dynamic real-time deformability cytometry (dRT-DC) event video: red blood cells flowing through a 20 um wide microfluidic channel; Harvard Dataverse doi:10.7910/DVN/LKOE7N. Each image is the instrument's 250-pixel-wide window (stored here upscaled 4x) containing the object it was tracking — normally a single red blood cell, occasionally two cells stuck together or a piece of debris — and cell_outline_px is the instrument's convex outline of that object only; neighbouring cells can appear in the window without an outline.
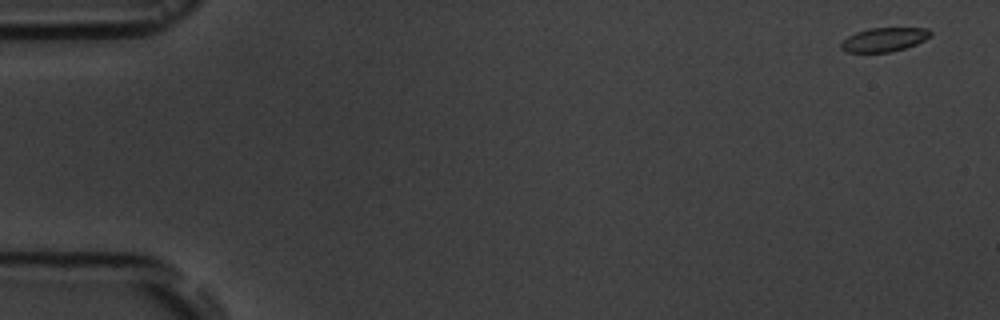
{"species": "common noctule bat (a hibernating species)", "species_latin": "Nyctalus noctula", "temperature_condition": "room temperature", "stored_images_in_passage": 17, "camera_frame_rate_fps": 3000, "um_per_image_px": 0.085, "animal": {"sex": "male", "body_mass_g": 19.5, "forearm_length_mm": 54.6}, "frame": {"image": 1, "passage_image": 1, "time_ms": 0.0, "image_size_px": [1000, 320], "cell_outline_px": [[932, 36], [916, 44], [904, 48], [888, 52], [848, 52], [840, 48], [840, 44], [848, 36], [856, 32], [868, 28], [928, 28], [932, 32]], "centroid_in_image_um": [75.16, 3.35], "position_along_channel_um": 9.8, "area_um2": 12.43}}
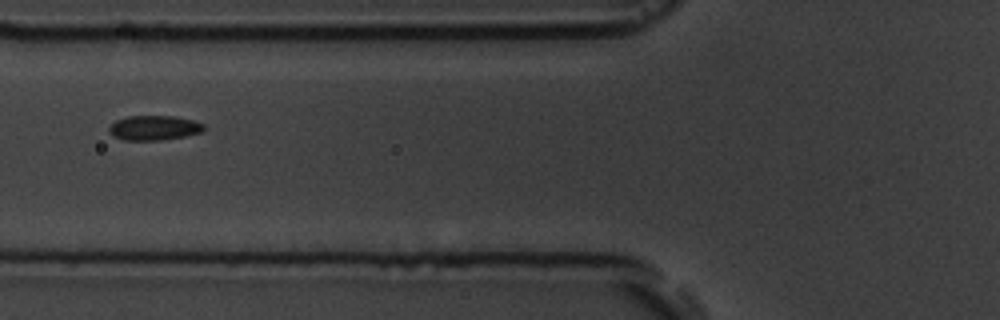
{"frame": {"image": 2, "passage_image": 7, "time_ms": 6.667, "image_size_px": [1000, 320], "cell_outline_px": [[204, 128], [200, 132], [184, 136], [160, 140], [124, 140], [112, 136], [108, 132], [108, 128], [116, 120], [128, 116], [172, 116], [192, 120], [204, 124]], "centroid_in_image_um": [13.04, 10.87], "position_along_channel_um": 112.8, "area_um2": 13.53}}
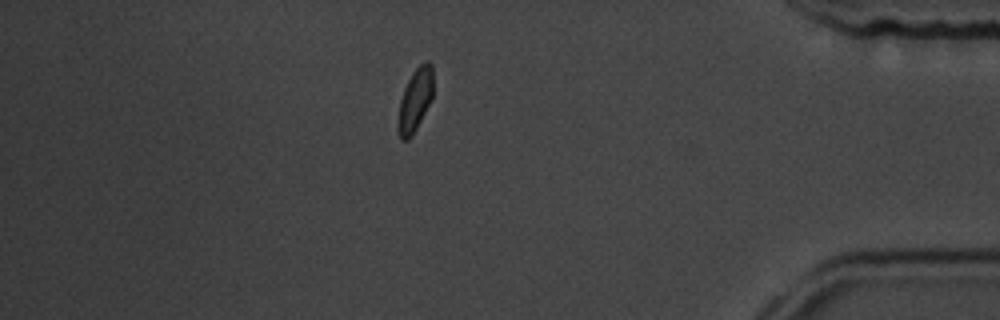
{"frame": {"image": 3, "passage_image": 15, "time_ms": 15.667, "image_size_px": [1000, 320], "cell_outline_px": [[432, 100], [412, 136], [408, 140], [400, 140], [396, 124], [400, 100], [404, 88], [412, 72], [424, 60], [428, 60], [432, 64]], "centroid_in_image_um": [35.27, 8.52], "position_along_channel_um": 399.9, "area_um2": 13.12}, "authors_computed_cell_mechanics": {"area_um2": 13.1206, "velocity_mm_per_s": 3.606, "shape_relaxation_time_tau1_ms": null, "shape_relaxation_time_tau2_ms": 0.2397, "deformation_change_tau1": null, "deformation_change_tau2": 0.0343}}